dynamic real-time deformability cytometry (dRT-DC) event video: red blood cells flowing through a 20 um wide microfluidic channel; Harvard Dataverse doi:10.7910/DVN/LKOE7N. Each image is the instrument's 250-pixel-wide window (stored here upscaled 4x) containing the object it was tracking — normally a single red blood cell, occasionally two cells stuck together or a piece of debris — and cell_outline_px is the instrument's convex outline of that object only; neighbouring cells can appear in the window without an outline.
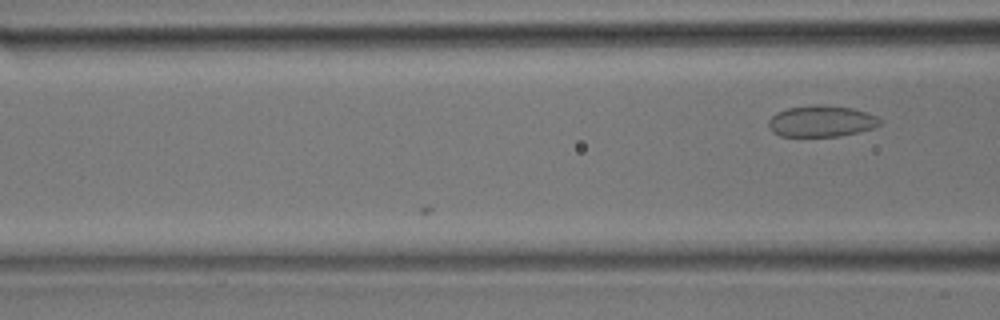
{"species": "common noctule bat (a hibernating species)", "species_latin": "Nyctalus noctula", "temperature_condition": "room temperature", "stored_images_in_passage": 4, "camera_frame_rate_fps": 3000, "um_per_image_px": 0.085, "animal": {"sex": "male", "body_mass_g": 17.9}, "frame": {"image": 1, "passage_image": 4, "time_ms": 1.0, "image_size_px": [1000, 320], "cell_outline_px": [[880, 124], [872, 128], [840, 136], [780, 136], [772, 132], [768, 128], [768, 120], [776, 112], [788, 108], [816, 104], [824, 104], [852, 108], [868, 112], [876, 116], [880, 120]], "centroid_in_image_um": [69.78, 10.29], "position_along_channel_um": 96.8, "area_um2": 20.4}}